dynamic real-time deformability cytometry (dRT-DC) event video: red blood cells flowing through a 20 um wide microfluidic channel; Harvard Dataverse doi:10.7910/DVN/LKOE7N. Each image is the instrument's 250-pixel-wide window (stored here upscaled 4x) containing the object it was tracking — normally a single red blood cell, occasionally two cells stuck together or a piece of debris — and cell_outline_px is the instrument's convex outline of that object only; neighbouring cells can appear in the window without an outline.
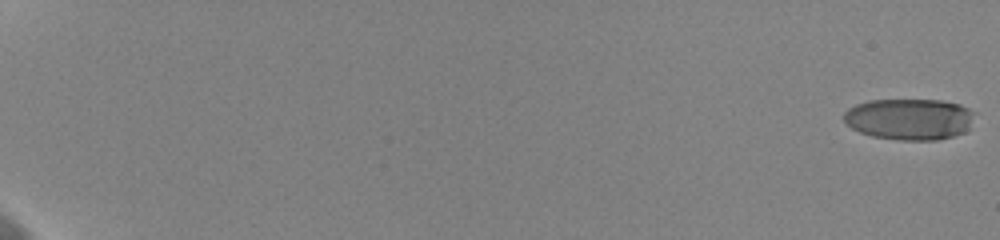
{"species": "human", "species_latin": "Homo sapiens", "temperature_condition": "cold", "stored_images_in_passage": 60, "camera_frame_rate_fps": 3000, "um_per_image_px": 0.085, "donor": {"sex": "female"}, "frame": {"image": 1, "passage_image": 1, "time_ms": 0.0, "image_size_px": [1000, 240], "cell_outline_px": [[976, 112], [964, 132], [952, 136], [936, 140], [900, 140], [872, 136], [860, 132], [852, 128], [844, 120], [844, 112], [848, 108], [856, 104], [872, 100], [940, 100], [960, 104]], "centroid_in_image_um": [77.29, 10.12], "position_along_channel_um": 7.7, "area_um2": 31.33}}
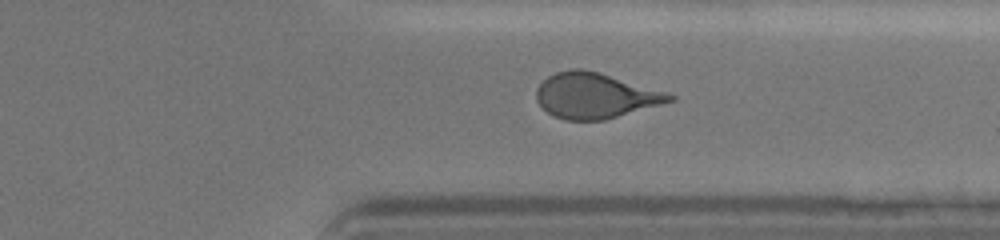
{"frame": {"image": 2, "passage_image": 49, "time_ms": 16.0, "image_size_px": [1000, 240], "cell_outline_px": [[676, 100], [604, 120], [564, 120], [552, 116], [536, 100], [536, 88], [548, 76], [556, 72], [572, 68], [584, 68], [600, 72], [664, 92], [676, 96]], "centroid_in_image_um": [50.56, 8.12], "position_along_channel_um": 360.8, "area_um2": 35.08}}
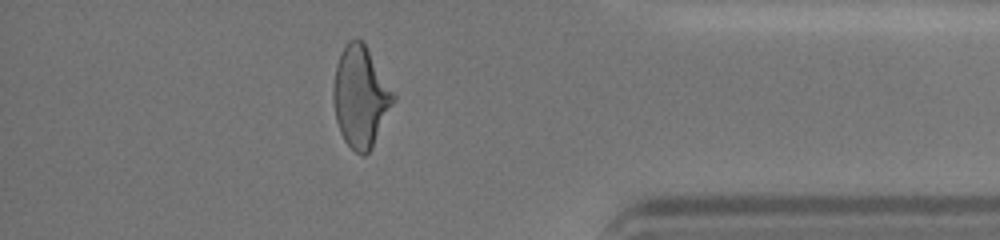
{"frame": {"image": 3, "passage_image": 54, "time_ms": 17.667, "image_size_px": [1000, 240], "cell_outline_px": [[396, 100], [372, 148], [364, 156], [360, 156], [344, 140], [340, 132], [336, 120], [332, 100], [332, 88], [336, 64], [348, 40], [356, 36], [364, 44], [396, 96]], "centroid_in_image_um": [30.63, 8.26], "position_along_channel_um": 404.6, "area_um2": 35.26}, "authors_computed_cell_mechanics": {"area_um2": 34.7667, "velocity_mm_per_s": 3.6344, "shape_relaxation_time_tau1_ms": 6.219, "shape_relaxation_time_tau2_ms": 1.5386, "deformation_change_tau1": 0.2031, "deformation_change_tau2": 0.0952}}